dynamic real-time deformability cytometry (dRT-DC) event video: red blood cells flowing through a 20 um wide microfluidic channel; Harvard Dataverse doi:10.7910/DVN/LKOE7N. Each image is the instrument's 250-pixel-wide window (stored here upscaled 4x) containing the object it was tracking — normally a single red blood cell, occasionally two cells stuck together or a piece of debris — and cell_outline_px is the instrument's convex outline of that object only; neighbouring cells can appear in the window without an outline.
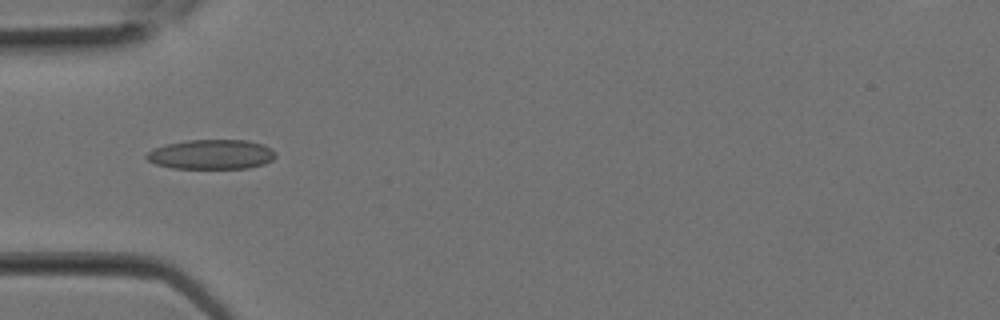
{"species": "Egyptian fruit bat (a non-hibernating species)", "species_latin": "Rousettus aegyptiacus", "temperature_condition": "room temperature", "stored_images_in_passage": 6, "camera_frame_rate_fps": 3000, "um_per_image_px": 0.085, "animal": {"sex": "female"}, "frame": {"image": 1, "passage_image": 5, "time_ms": 1.333, "image_size_px": [1000, 320], "cell_outline_px": [[276, 156], [272, 160], [264, 164], [248, 168], [172, 168], [156, 164], [148, 160], [144, 156], [152, 148], [168, 144], [188, 140], [248, 140], [264, 144], [272, 148], [276, 152]], "centroid_in_image_um": [18.0, 13.12], "position_along_channel_um": 67.0, "area_um2": 22.43}}